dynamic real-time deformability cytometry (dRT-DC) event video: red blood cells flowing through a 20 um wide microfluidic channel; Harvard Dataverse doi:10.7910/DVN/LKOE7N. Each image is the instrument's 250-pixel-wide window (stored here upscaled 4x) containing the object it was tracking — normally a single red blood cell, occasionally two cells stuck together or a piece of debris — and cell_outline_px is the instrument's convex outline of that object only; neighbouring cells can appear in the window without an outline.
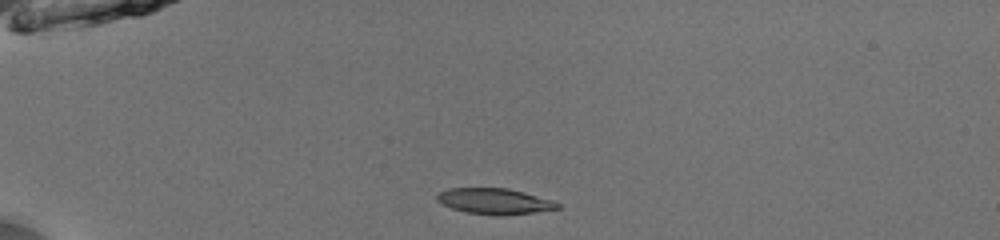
{"species": "common noctule bat (a hibernating species)", "species_latin": "Nyctalus noctula", "temperature_condition": "room temperature", "stored_images_in_passage": 38, "camera_frame_rate_fps": 3000, "um_per_image_px": 0.085, "animal": {"sex": "male", "body_mass_g": 13.0, "forearm_length_mm": 53.1}, "frame": {"image": 1, "passage_image": 1, "time_ms": 0.0, "image_size_px": [1000, 240], "cell_outline_px": [[560, 208], [532, 212], [500, 216], [468, 212], [452, 208], [436, 200], [436, 196], [440, 192], [448, 188], [508, 188], [524, 192], [552, 200], [560, 204]], "centroid_in_image_um": [42.03, 17.1], "position_along_channel_um": 43.0, "area_um2": 17.92}}
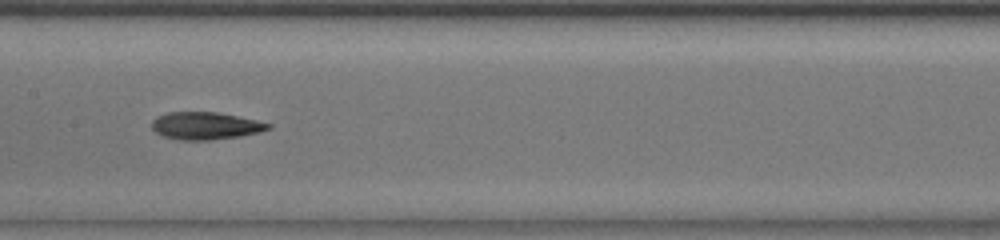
{"frame": {"image": 2, "passage_image": 15, "time_ms": 4.667, "image_size_px": [1000, 240], "cell_outline_px": [[272, 128], [260, 132], [240, 136], [208, 140], [180, 140], [164, 136], [156, 132], [152, 128], [152, 120], [156, 116], [168, 112], [216, 112], [256, 120], [272, 124]], "centroid_in_image_um": [17.46, 10.69], "position_along_channel_um": 189.9, "area_um2": 18.55}}
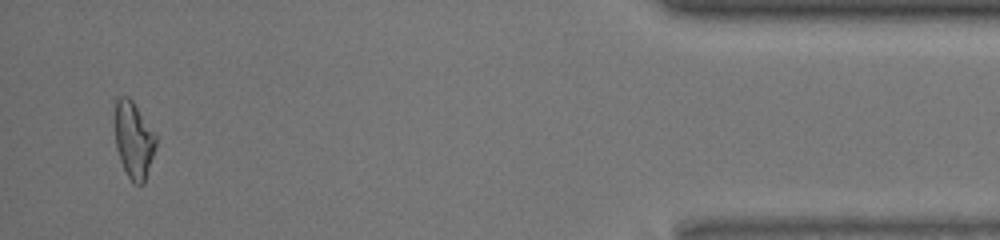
{"frame": {"image": 3, "passage_image": 37, "time_ms": 12.0, "image_size_px": [1000, 240], "cell_outline_px": [[156, 148], [144, 184], [132, 184], [120, 160], [116, 148], [112, 120], [112, 100], [116, 96], [128, 96], [132, 100], [156, 136]], "centroid_in_image_um": [11.28, 11.82], "position_along_channel_um": 423.9, "area_um2": 19.13}, "authors_computed_cell_mechanics": {"area_um2": 18.5827, "velocity_mm_per_s": 3.9882, "shape_relaxation_time_tau1_ms": 5.1449, "shape_relaxation_time_tau2_ms": 3.1823, "deformation_change_tau1": 0.1659, "deformation_change_tau2": 0.1143}}